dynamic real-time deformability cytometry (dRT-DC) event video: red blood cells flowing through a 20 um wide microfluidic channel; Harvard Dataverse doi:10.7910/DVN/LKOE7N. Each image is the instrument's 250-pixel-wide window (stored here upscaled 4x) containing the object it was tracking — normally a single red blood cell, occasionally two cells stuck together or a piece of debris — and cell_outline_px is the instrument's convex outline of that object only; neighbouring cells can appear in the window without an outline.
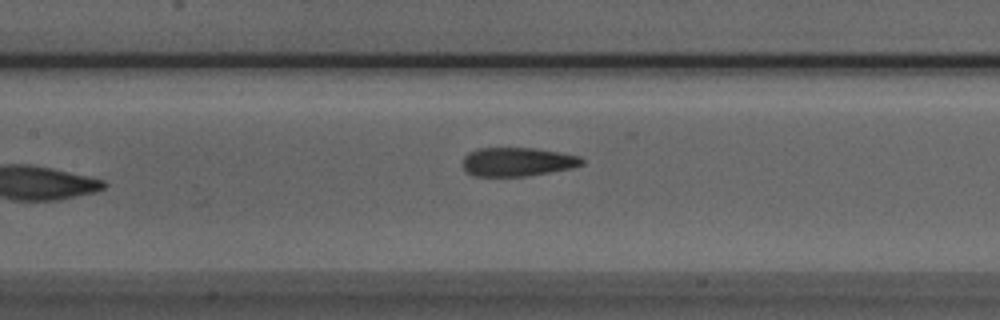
{"species": "Egyptian fruit bat (a non-hibernating species)", "species_latin": "Rousettus aegyptiacus", "temperature_condition": "room temperature", "stored_images_in_passage": 8, "camera_frame_rate_fps": 3000, "um_per_image_px": 0.085, "animal": {"sex": "male"}, "frame": {"image": 1, "passage_image": 7, "time_ms": 2.0, "image_size_px": [1000, 320], "cell_outline_px": [[584, 164], [572, 168], [528, 176], [472, 176], [464, 172], [464, 156], [468, 152], [480, 148], [536, 148], [560, 152], [580, 156], [584, 160]], "centroid_in_image_um": [43.99, 13.76], "position_along_channel_um": 163.4, "area_um2": 20.17}}
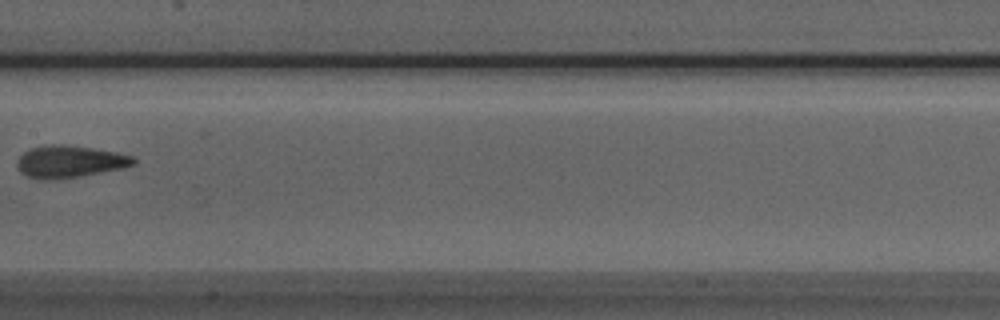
{"frame": {"image": 2, "passage_image": 8, "time_ms": 2.333, "image_size_px": [1000, 320], "cell_outline_px": [[136, 164], [124, 168], [80, 176], [52, 180], [40, 180], [28, 176], [20, 172], [16, 164], [20, 156], [28, 148], [44, 144], [64, 144], [92, 148], [116, 152], [132, 156], [136, 160]], "centroid_in_image_um": [5.9, 13.73], "position_along_channel_um": 201.5, "area_um2": 22.02}}